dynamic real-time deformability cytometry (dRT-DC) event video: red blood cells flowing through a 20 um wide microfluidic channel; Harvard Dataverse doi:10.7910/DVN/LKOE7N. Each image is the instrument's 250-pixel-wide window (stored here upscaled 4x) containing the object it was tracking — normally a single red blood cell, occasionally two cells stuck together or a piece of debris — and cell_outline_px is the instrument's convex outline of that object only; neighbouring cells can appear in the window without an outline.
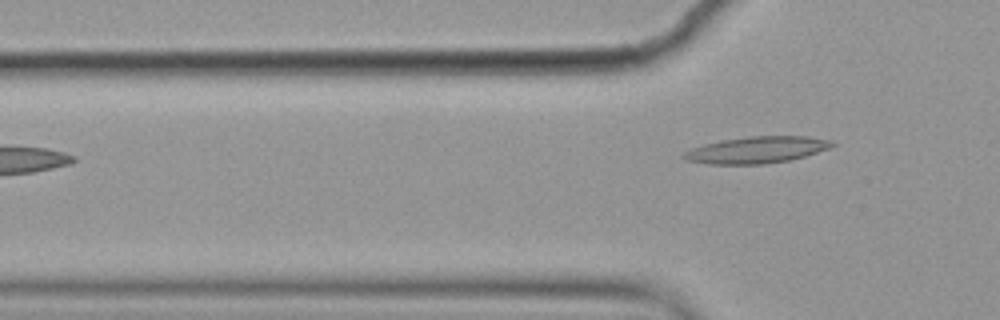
{"species": "common noctule bat (a hibernating species)", "species_latin": "Nyctalus noctula", "temperature_condition": "cold", "stored_images_in_passage": 5, "camera_frame_rate_fps": 3000, "um_per_image_px": 0.085, "animal": {"sex": "female", "body_mass_g": 19.9}, "frame": {"image": 1, "passage_image": 5, "time_ms": 1.333, "image_size_px": [1000, 320], "cell_outline_px": [[836, 144], [828, 148], [792, 160], [764, 164], [708, 164], [684, 160], [680, 156], [684, 152], [692, 148], [704, 144], [720, 140], [748, 136], [808, 136], [832, 140]], "centroid_in_image_um": [64.29, 12.74], "position_along_channel_um": 61.5, "area_um2": 23.18}}